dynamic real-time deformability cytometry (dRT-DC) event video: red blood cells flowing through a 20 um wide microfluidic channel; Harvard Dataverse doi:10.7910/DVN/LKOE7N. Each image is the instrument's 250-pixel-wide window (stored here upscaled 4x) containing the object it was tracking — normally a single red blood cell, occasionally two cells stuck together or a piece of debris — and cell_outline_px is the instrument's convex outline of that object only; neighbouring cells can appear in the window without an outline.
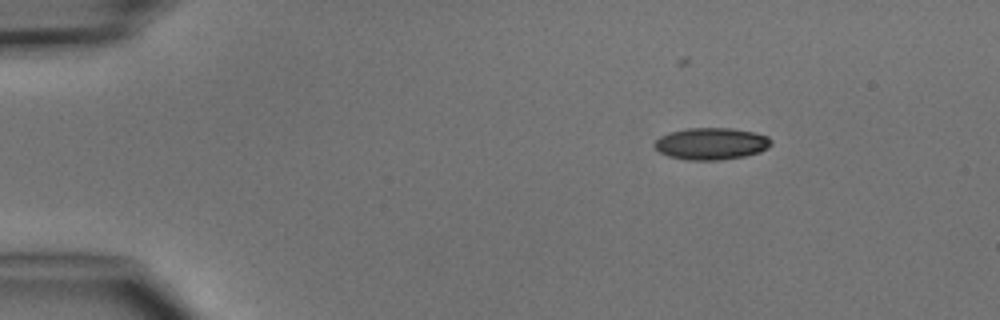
{"species": "common noctule bat (a hibernating species)", "species_latin": "Nyctalus noctula", "temperature_condition": "cold", "stored_images_in_passage": 6, "segment_of_instrument_passage": [2, 2], "camera_frame_rate_fps": 3000, "um_per_image_px": 0.085, "animal": {"sex": "male", "body_mass_g": 15.6}, "frame": {"image": 1, "passage_image": 6, "time_ms": 6.667, "image_size_px": [1000, 320], "cell_outline_px": [[772, 144], [768, 148], [760, 152], [744, 156], [716, 160], [688, 160], [668, 156], [660, 152], [652, 144], [660, 136], [668, 132], [688, 128], [732, 128], [752, 132], [768, 136], [772, 140]], "centroid_in_image_um": [60.45, 12.21], "position_along_channel_um": 24.6, "area_um2": 21.73}}